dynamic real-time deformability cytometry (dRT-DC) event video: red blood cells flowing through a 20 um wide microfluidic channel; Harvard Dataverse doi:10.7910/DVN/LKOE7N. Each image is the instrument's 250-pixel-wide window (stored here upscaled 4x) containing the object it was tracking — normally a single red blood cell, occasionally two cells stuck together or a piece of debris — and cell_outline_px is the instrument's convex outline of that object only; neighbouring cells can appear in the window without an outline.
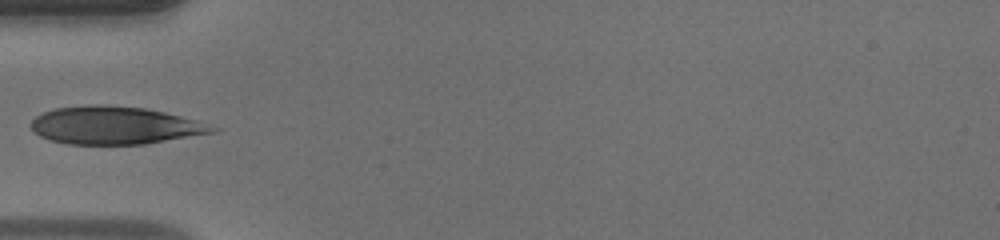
{"species": "human", "species_latin": "Homo sapiens", "temperature_condition": "warm", "stored_images_in_passage": 34, "camera_frame_rate_fps": 3000, "um_per_image_px": 0.085, "donor": {"sex": "male"}, "frame": {"image": 1, "passage_image": 1, "time_ms": 0.0, "image_size_px": [1000, 240], "cell_outline_px": [[220, 128], [216, 132], [144, 144], [68, 144], [52, 140], [40, 136], [32, 128], [32, 120], [40, 112], [56, 108], [84, 104], [104, 104], [144, 108], [164, 112], [180, 116]], "centroid_in_image_um": [9.73, 10.65], "position_along_channel_um": 75.3, "area_um2": 39.77}}
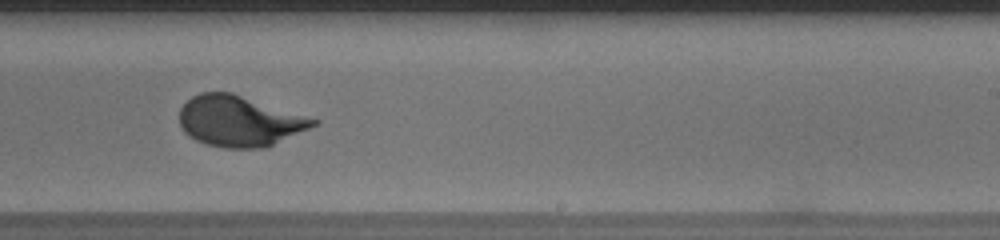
{"frame": {"image": 2, "passage_image": 15, "time_ms": 4.667, "image_size_px": [1000, 240], "cell_outline_px": [[320, 124], [264, 148], [224, 148], [208, 144], [196, 140], [188, 136], [184, 132], [180, 124], [180, 108], [192, 96], [200, 92], [232, 92], [320, 120]], "centroid_in_image_um": [20.36, 10.29], "position_along_channel_um": 268.6, "area_um2": 39.59}}
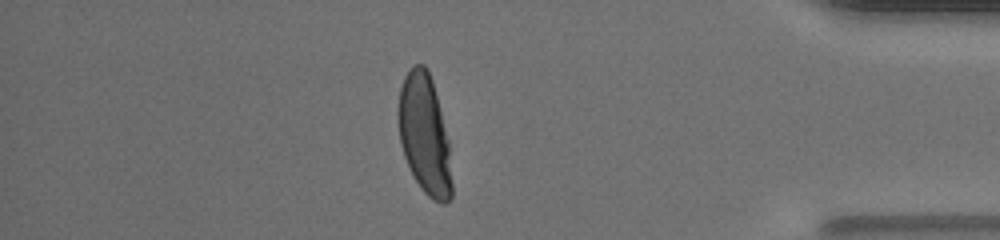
{"frame": {"image": 3, "passage_image": 27, "time_ms": 8.667, "image_size_px": [1000, 240], "cell_outline_px": [[452, 196], [444, 204], [440, 204], [432, 200], [420, 188], [404, 156], [400, 144], [396, 116], [396, 112], [400, 88], [404, 76], [412, 64], [424, 64], [432, 80], [440, 108], [448, 140], [452, 184]], "centroid_in_image_um": [36.06, 11.42], "position_along_channel_um": 399.1, "area_um2": 37.63}}